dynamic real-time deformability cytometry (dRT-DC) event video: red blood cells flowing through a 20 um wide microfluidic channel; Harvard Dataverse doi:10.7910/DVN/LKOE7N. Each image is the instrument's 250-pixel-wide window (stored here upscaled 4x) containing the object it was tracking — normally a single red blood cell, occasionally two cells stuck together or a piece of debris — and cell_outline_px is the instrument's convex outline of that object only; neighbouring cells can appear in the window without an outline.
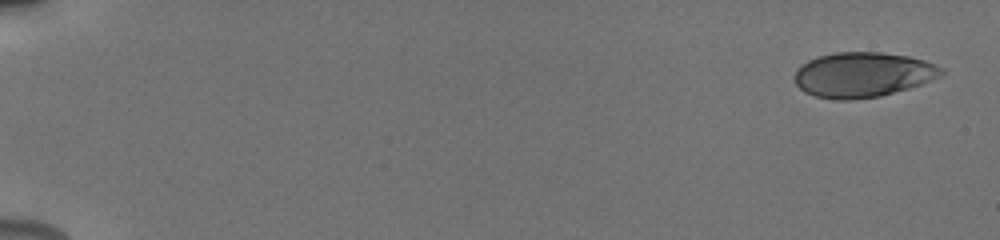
{"species": "human", "species_latin": "Homo sapiens", "temperature_condition": "cold", "stored_images_in_passage": 11, "camera_frame_rate_fps": 3000, "um_per_image_px": 0.085, "donor": {"sex": "male"}, "frame": {"image": 1, "passage_image": 1, "time_ms": 0.0, "image_size_px": [1000, 240], "cell_outline_px": [[944, 72], [940, 76], [932, 80], [908, 88], [880, 96], [852, 100], [836, 100], [816, 96], [804, 92], [796, 84], [796, 68], [808, 60], [816, 56], [836, 52], [880, 52], [908, 56], [924, 60], [944, 68]], "centroid_in_image_um": [73.33, 6.34], "position_along_channel_um": 11.7, "area_um2": 38.49}}
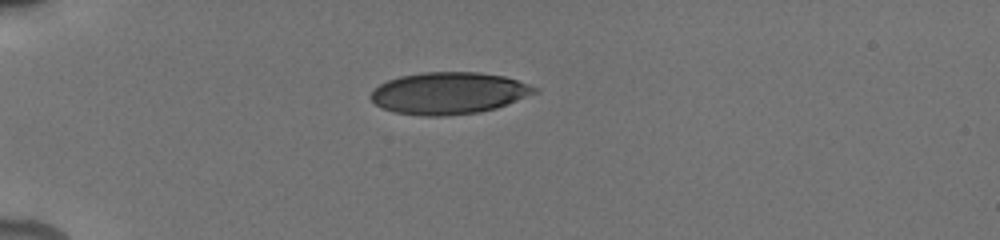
{"frame": {"image": 2, "passage_image": 5, "time_ms": 4.667, "image_size_px": [1000, 240], "cell_outline_px": [[540, 88], [536, 92], [496, 108], [480, 112], [444, 116], [424, 116], [396, 112], [384, 108], [376, 104], [368, 96], [380, 84], [388, 80], [400, 76], [420, 72], [480, 72], [504, 76]], "centroid_in_image_um": [38.13, 7.91], "position_along_channel_um": 46.9, "area_um2": 39.77}}
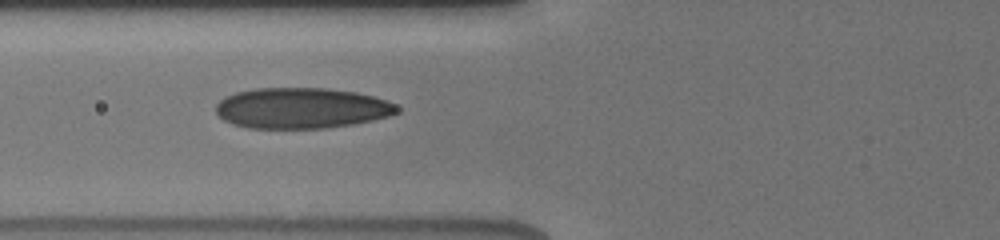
{"frame": {"image": 3, "passage_image": 9, "time_ms": 7.0, "image_size_px": [1000, 240], "cell_outline_px": [[400, 112], [392, 116], [352, 124], [324, 128], [248, 128], [232, 124], [224, 120], [216, 112], [216, 104], [224, 96], [236, 92], [256, 88], [328, 88], [356, 92], [388, 100], [396, 104], [400, 108]], "centroid_in_image_um": [25.65, 9.18], "position_along_channel_um": 100.1, "area_um2": 43.29}}